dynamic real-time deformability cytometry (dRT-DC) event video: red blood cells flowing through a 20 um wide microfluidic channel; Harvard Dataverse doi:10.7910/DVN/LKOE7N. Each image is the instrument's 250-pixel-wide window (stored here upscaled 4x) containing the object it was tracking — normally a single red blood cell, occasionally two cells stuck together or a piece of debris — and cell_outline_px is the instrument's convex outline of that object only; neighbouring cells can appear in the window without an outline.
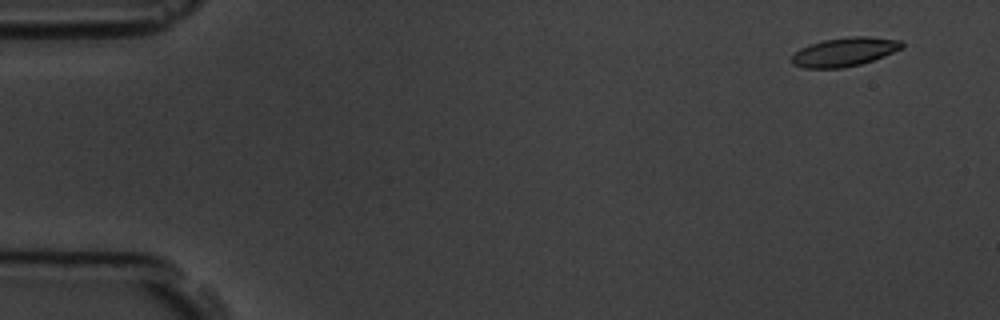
{"species": "common noctule bat (a hibernating species)", "species_latin": "Nyctalus noctula", "temperature_condition": "room temperature", "stored_images_in_passage": 6, "segment_of_instrument_passage": [2, 2], "camera_frame_rate_fps": 3000, "um_per_image_px": 0.085, "animal": {"sex": "male", "body_mass_g": 19.5, "forearm_length_mm": 54.6}, "frame": {"image": 1, "passage_image": 6, "time_ms": 6.0, "image_size_px": [1000, 320], "cell_outline_px": [[904, 44], [900, 48], [884, 56], [860, 64], [844, 68], [804, 68], [792, 64], [792, 56], [800, 48], [808, 44], [824, 40], [852, 36], [868, 36], [904, 40]], "centroid_in_image_um": [71.78, 4.4], "position_along_channel_um": 13.2, "area_um2": 18.5}}